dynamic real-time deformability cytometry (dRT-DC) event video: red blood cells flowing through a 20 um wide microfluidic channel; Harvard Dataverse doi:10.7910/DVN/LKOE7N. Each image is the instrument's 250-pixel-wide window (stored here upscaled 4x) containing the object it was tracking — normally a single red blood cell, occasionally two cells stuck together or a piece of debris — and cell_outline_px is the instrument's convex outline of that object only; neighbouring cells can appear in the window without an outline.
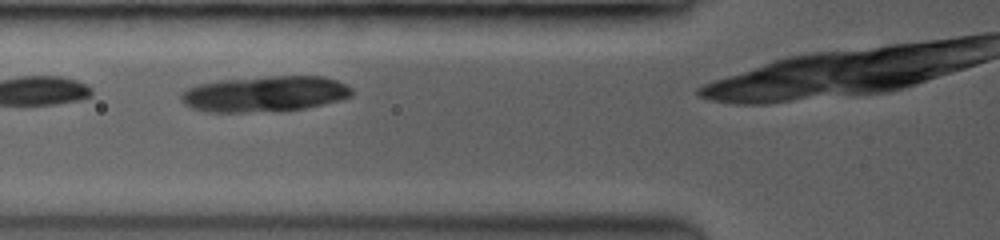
{"species": "common noctule bat (a hibernating species)", "species_latin": "Nyctalus noctula", "temperature_condition": "room temperature", "stored_images_in_passage": 3, "camera_frame_rate_fps": 3500, "um_per_image_px": 0.085, "animal": {"sex": "female", "body_mass_g": 19.0, "forearm_length_mm": 53.3}, "frame": {"image": 1, "passage_image": 2, "time_ms": 0.857, "image_size_px": [1000, 240], "cell_outline_px": [[352, 96], [304, 108], [244, 112], [212, 112], [192, 108], [184, 104], [180, 96], [188, 88], [200, 84], [220, 80], [268, 76], [324, 76], [336, 80], [352, 88]], "centroid_in_image_um": [22.5, 7.96], "position_along_channel_um": 103.3, "area_um2": 34.97}}